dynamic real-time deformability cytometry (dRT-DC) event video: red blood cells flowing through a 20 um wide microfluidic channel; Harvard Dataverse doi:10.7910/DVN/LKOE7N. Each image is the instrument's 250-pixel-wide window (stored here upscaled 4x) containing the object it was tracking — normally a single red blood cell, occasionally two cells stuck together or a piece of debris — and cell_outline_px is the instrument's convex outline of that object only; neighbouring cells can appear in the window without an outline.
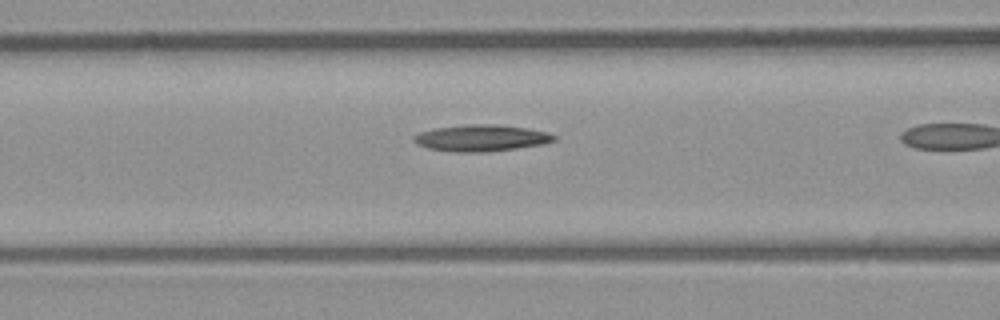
{"species": "common noctule bat (a hibernating species)", "species_latin": "Nyctalus noctula", "temperature_condition": "room temperature", "stored_images_in_passage": 24, "camera_frame_rate_fps": 3000, "um_per_image_px": 0.085, "animal": {"sex": "male", "body_mass_g": 23.1, "forearm_length_mm": 52.7}, "frame": {"image": 1, "passage_image": 11, "time_ms": 3.333, "image_size_px": [1000, 320], "cell_outline_px": [[556, 140], [544, 144], [488, 152], [452, 152], [428, 148], [416, 144], [412, 140], [412, 136], [420, 132], [436, 128], [464, 124], [496, 124], [528, 128], [548, 132], [556, 136]], "centroid_in_image_um": [40.9, 11.73], "position_along_channel_um": 125.7, "area_um2": 21.91}}
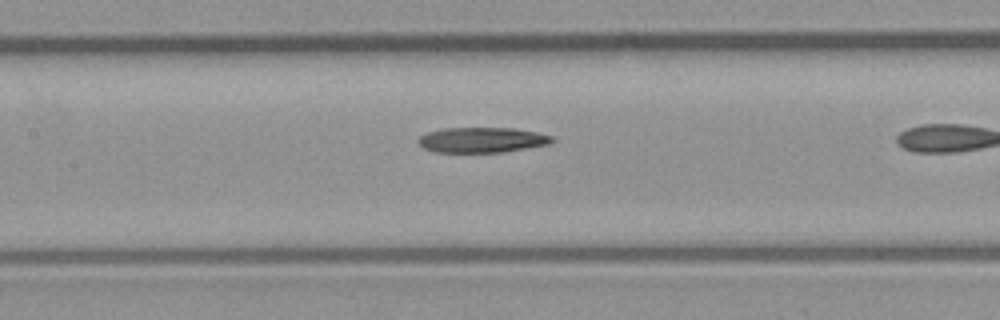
{"frame": {"image": 2, "passage_image": 14, "time_ms": 4.333, "image_size_px": [1000, 320], "cell_outline_px": [[556, 140], [548, 144], [500, 152], [432, 152], [424, 148], [416, 140], [420, 136], [428, 132], [440, 128], [512, 128], [536, 132], [552, 136]], "centroid_in_image_um": [40.92, 11.89], "position_along_channel_um": 166.5, "area_um2": 19.59}}
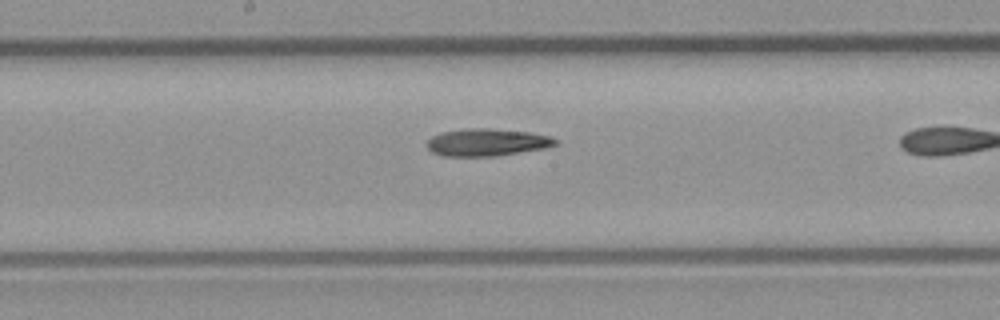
{"frame": {"image": 3, "passage_image": 17, "time_ms": 5.333, "image_size_px": [1000, 320], "cell_outline_px": [[556, 144], [544, 148], [496, 156], [444, 156], [432, 152], [424, 144], [432, 136], [440, 132], [464, 128], [492, 128], [528, 132], [552, 136], [556, 140]], "centroid_in_image_um": [41.34, 12.09], "position_along_channel_um": 206.9, "area_um2": 20.58}}